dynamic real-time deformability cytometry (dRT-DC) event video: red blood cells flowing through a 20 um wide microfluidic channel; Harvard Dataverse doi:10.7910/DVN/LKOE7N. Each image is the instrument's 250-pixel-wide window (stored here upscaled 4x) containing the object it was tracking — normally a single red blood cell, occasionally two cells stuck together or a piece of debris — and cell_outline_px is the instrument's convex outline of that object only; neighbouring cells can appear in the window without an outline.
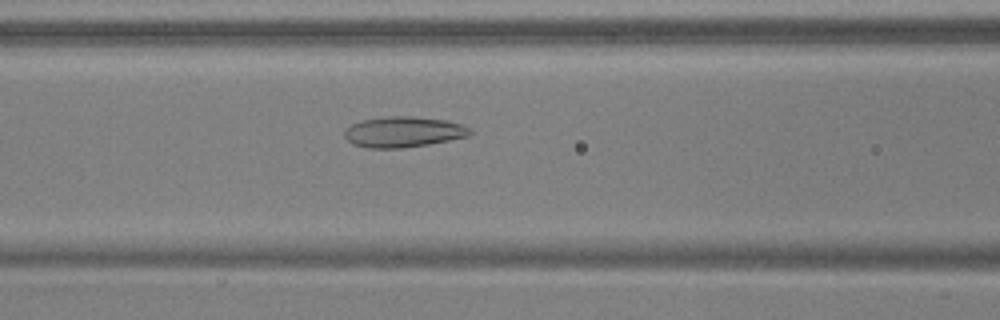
{"species": "common noctule bat (a hibernating species)", "species_latin": "Nyctalus noctula", "temperature_condition": "warm", "stored_images_in_passage": 44, "camera_frame_rate_fps": 3000, "um_per_image_px": 0.085, "animal": {"sex": "male", "body_mass_g": 17.9, "forearm_length_mm": 54.2}, "frame": {"image": 1, "passage_image": 16, "time_ms": 5.0, "image_size_px": [1000, 320], "cell_outline_px": [[472, 132], [468, 136], [428, 144], [400, 148], [368, 148], [352, 144], [344, 136], [344, 128], [360, 120], [388, 116], [412, 116], [444, 120], [460, 124], [468, 128]], "centroid_in_image_um": [34.22, 11.21], "position_along_channel_um": 132.4, "area_um2": 22.31}}
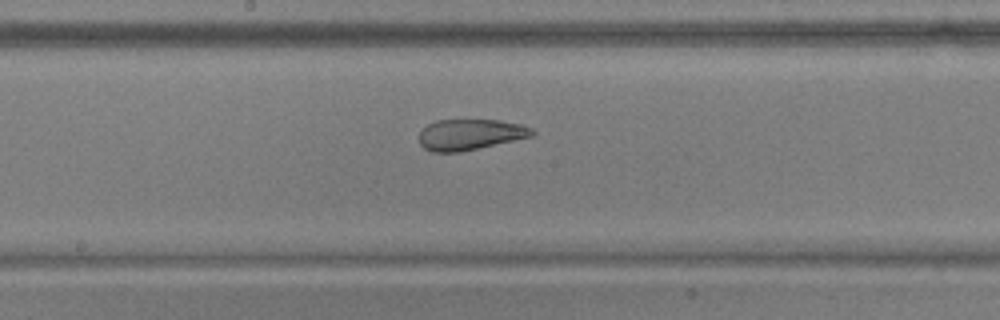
{"frame": {"image": 2, "passage_image": 22, "time_ms": 7.0, "image_size_px": [1000, 320], "cell_outline_px": [[536, 132], [532, 136], [460, 152], [432, 152], [424, 148], [420, 144], [420, 132], [428, 124], [436, 120], [500, 120], [520, 124], [532, 128]], "centroid_in_image_um": [39.96, 11.43], "position_along_channel_um": 208.2, "area_um2": 20.17}}
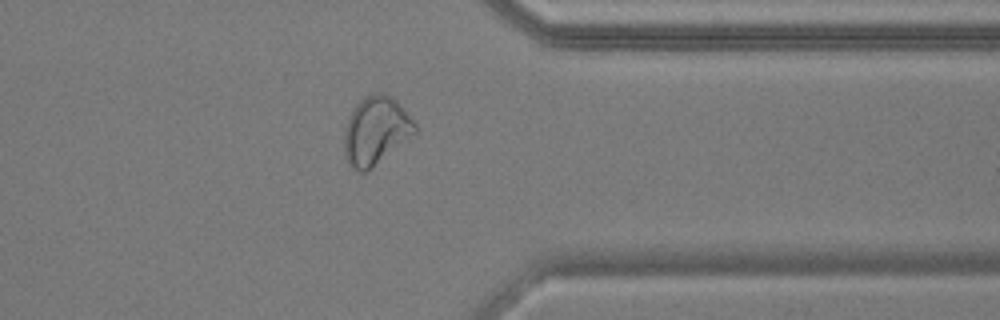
{"frame": {"image": 3, "passage_image": 36, "time_ms": 11.667, "image_size_px": [1000, 320], "cell_outline_px": [[416, 132], [368, 172], [360, 172], [352, 168], [348, 164], [344, 156], [344, 128], [348, 116], [352, 108], [364, 96], [376, 92], [384, 92], [396, 100], [416, 124]], "centroid_in_image_um": [31.9, 11.11], "position_along_channel_um": 379.5, "area_um2": 28.32}, "authors_computed_cell_mechanics": {"area_um2": 24.276, "velocity_mm_per_s": 3.7975, "shape_relaxation_time_tau1_ms": null, "shape_relaxation_time_tau2_ms": 1.475, "deformation_change_tau1": null, "deformation_change_tau2": 0.0921}}